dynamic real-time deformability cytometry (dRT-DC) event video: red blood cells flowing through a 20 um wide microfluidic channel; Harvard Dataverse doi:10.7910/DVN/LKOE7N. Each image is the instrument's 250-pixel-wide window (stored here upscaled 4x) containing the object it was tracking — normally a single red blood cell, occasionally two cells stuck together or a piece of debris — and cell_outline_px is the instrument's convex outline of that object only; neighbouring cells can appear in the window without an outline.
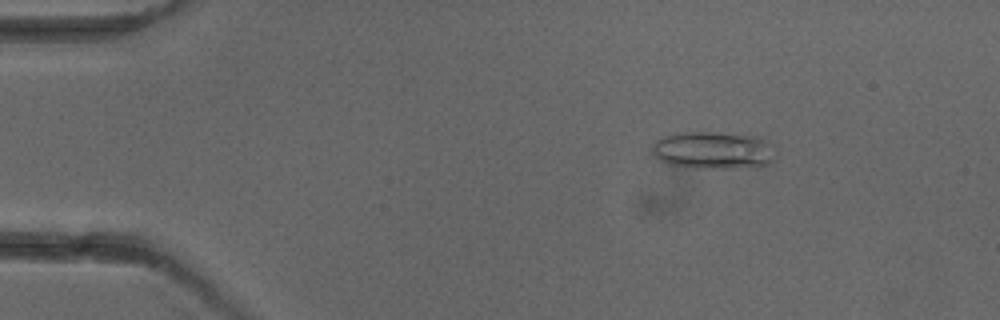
{"species": "common noctule bat (a hibernating species)", "species_latin": "Nyctalus noctula", "temperature_condition": "cold", "stored_images_in_passage": 5, "camera_frame_rate_fps": 3000, "um_per_image_px": 0.085, "animal": {"sex": "female"}, "frame": {"image": 1, "passage_image": 3, "time_ms": 2.333, "image_size_px": [1000, 320], "cell_outline_px": [[776, 144], [772, 160], [768, 164], [760, 168], [696, 168], [672, 164], [660, 160], [652, 152], [652, 144], [660, 136], [676, 132], [712, 132], [760, 136]], "centroid_in_image_um": [60.69, 12.76], "position_along_channel_um": 24.3, "area_um2": 27.63}}